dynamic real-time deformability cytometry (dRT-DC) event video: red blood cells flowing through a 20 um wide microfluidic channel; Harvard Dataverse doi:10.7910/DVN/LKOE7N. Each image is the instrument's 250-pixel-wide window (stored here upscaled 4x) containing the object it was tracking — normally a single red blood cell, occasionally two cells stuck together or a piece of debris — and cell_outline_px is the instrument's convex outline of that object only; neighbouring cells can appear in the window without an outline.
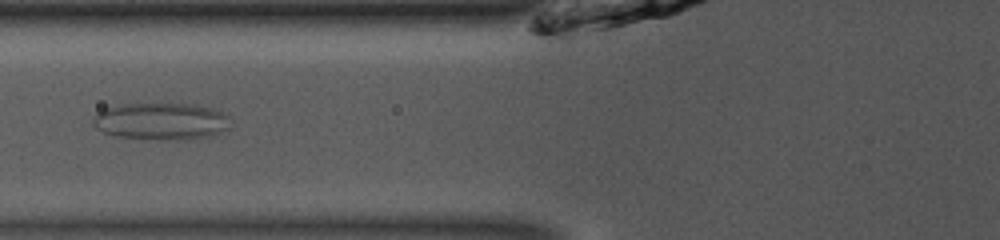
{"species": "common noctule bat (a hibernating species)", "species_latin": "Nyctalus noctula", "temperature_condition": "room temperature", "stored_images_in_passage": 47, "camera_frame_rate_fps": 3000, "um_per_image_px": 0.085, "animal": {"sex": "male", "body_mass_g": 13.0, "forearm_length_mm": 53.1}, "frame": {"image": 1, "passage_image": 15, "time_ms": 4.667, "image_size_px": [1000, 240], "cell_outline_px": [[232, 124], [228, 128], [212, 136], [188, 140], [148, 140], [116, 136], [104, 132], [96, 128], [92, 124], [92, 120], [100, 112], [116, 104], [200, 104], [212, 108], [228, 116]], "centroid_in_image_um": [13.74, 10.33], "position_along_channel_um": 112.1, "area_um2": 30.06}}
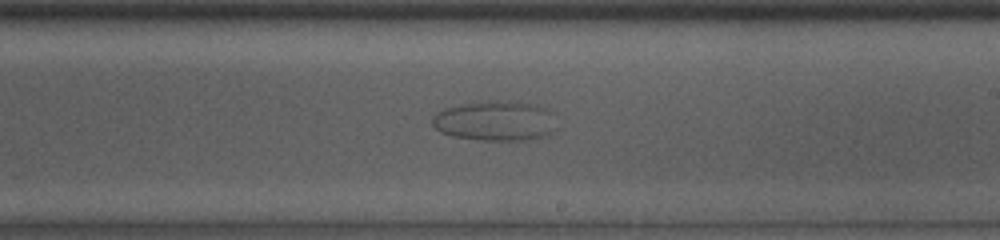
{"frame": {"image": 2, "passage_image": 26, "time_ms": 8.333, "image_size_px": [1000, 240], "cell_outline_px": [[552, 132], [544, 136], [528, 140], [484, 140], [452, 136], [440, 132], [432, 124], [432, 116], [444, 108], [492, 100], [508, 100], [536, 104], [544, 108], [548, 112]], "centroid_in_image_um": [42.01, 10.27], "position_along_channel_um": 247.0, "area_um2": 28.32}}
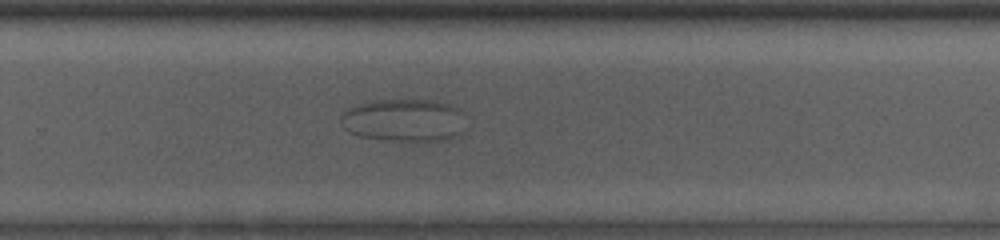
{"frame": {"image": 3, "passage_image": 30, "time_ms": 9.667, "image_size_px": [1000, 240], "cell_outline_px": [[468, 128], [456, 136], [444, 140], [416, 144], [360, 136], [348, 132], [340, 124], [340, 116], [344, 112], [368, 100], [436, 100], [452, 104], [464, 112]], "centroid_in_image_um": [34.44, 10.25], "position_along_channel_um": 295.4, "area_um2": 32.37}}